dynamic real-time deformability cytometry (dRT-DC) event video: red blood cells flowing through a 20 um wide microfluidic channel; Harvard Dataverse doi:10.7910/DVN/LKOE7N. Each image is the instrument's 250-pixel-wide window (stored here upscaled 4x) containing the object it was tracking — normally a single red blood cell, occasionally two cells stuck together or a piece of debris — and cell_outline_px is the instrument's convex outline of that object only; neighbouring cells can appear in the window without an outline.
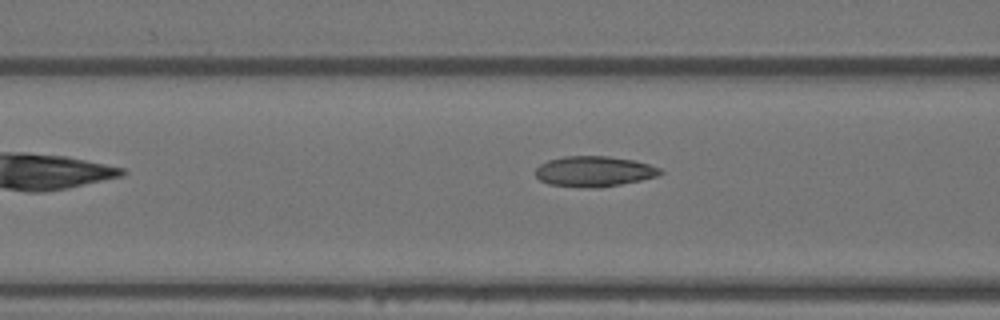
{"species": "Egyptian fruit bat (a non-hibernating species)", "species_latin": "Rousettus aegyptiacus", "temperature_condition": "warm", "stored_images_in_passage": 5, "camera_frame_rate_fps": 3000, "um_per_image_px": 0.085, "animal": {"sex": "female"}, "frame": {"image": 1, "passage_image": 5, "time_ms": 1.333, "image_size_px": [1000, 320], "cell_outline_px": [[664, 172], [656, 176], [640, 180], [600, 188], [580, 188], [548, 184], [540, 180], [536, 176], [536, 168], [540, 164], [548, 160], [564, 156], [608, 156], [632, 160], [648, 164], [660, 168]], "centroid_in_image_um": [50.47, 14.58], "position_along_channel_um": 116.1, "area_um2": 22.2}}